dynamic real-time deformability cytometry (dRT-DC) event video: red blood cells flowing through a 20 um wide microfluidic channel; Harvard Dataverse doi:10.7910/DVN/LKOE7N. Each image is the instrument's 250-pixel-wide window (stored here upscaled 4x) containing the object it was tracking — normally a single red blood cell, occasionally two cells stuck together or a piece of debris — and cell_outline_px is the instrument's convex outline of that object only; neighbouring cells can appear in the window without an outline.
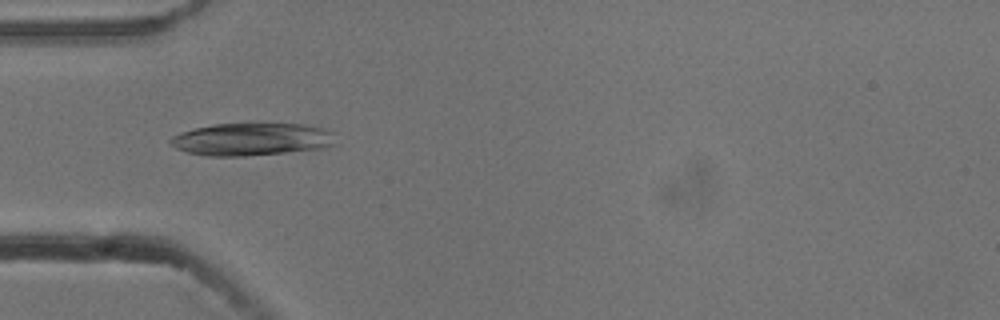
{"species": "common noctule bat (a hibernating species)", "species_latin": "Nyctalus noctula", "temperature_condition": "cold", "stored_images_in_passage": 8, "camera_frame_rate_fps": 3000, "um_per_image_px": 0.085, "animal": {"sex": "male", "body_mass_g": 13.3}, "frame": {"image": 1, "passage_image": 3, "time_ms": 0.667, "image_size_px": [1000, 320], "cell_outline_px": [[336, 144], [324, 148], [244, 156], [208, 156], [188, 152], [176, 148], [168, 140], [172, 136], [180, 132], [212, 124], [304, 124], [324, 128], [336, 132]], "centroid_in_image_um": [21.45, 11.83], "position_along_channel_um": 63.6, "area_um2": 31.44}}
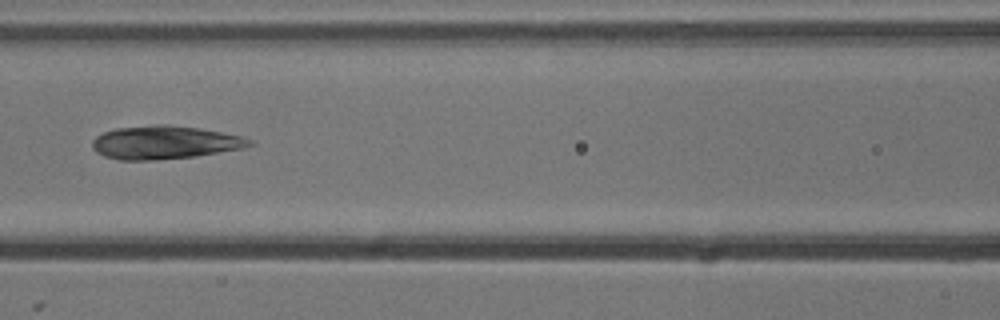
{"frame": {"image": 2, "passage_image": 5, "time_ms": 1.333, "image_size_px": [1000, 320], "cell_outline_px": [[256, 144], [244, 148], [196, 156], [156, 160], [120, 160], [104, 156], [96, 152], [92, 148], [92, 140], [96, 136], [104, 132], [116, 128], [156, 124], [168, 124], [200, 128], [244, 136], [252, 140]], "centroid_in_image_um": [14.02, 12.1], "position_along_channel_um": 152.6, "area_um2": 30.81}}
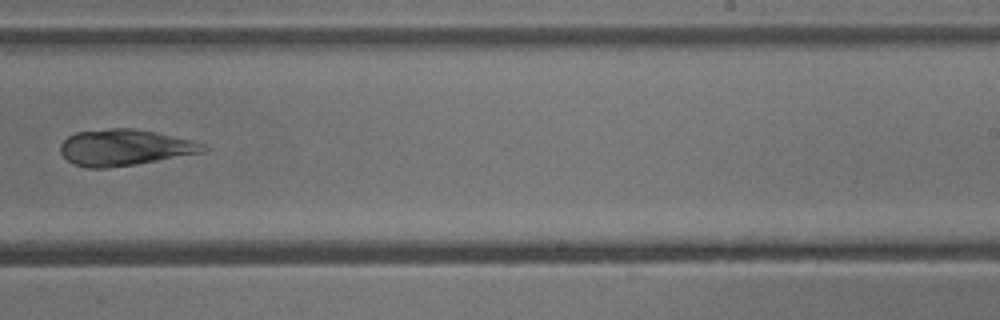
{"frame": {"image": 3, "passage_image": 8, "time_ms": 2.333, "image_size_px": [1000, 320], "cell_outline_px": [[208, 148], [204, 152], [136, 164], [108, 168], [88, 168], [72, 164], [60, 152], [60, 144], [68, 136], [76, 132], [108, 128], [132, 128], [156, 132], [192, 140], [204, 144]], "centroid_in_image_um": [10.58, 12.53], "position_along_channel_um": 278.4, "area_um2": 30.17}}